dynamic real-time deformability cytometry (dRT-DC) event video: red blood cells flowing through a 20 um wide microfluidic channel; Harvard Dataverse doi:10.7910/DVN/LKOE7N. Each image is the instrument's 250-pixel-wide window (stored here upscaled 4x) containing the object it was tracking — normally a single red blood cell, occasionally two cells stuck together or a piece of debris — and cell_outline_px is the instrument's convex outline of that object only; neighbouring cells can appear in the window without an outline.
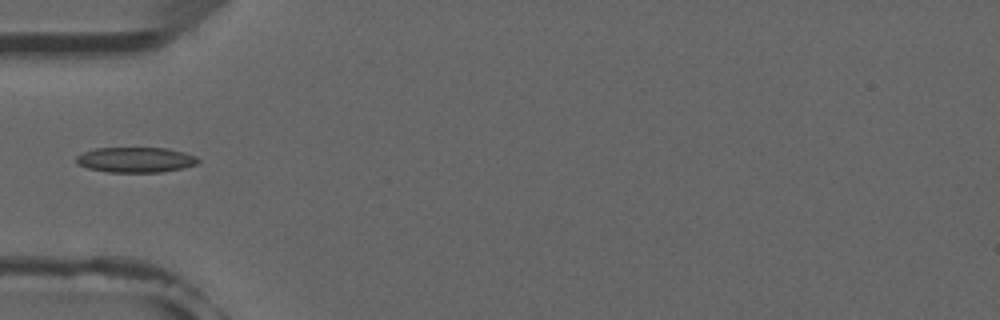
{"species": "common noctule bat (a hibernating species)", "species_latin": "Nyctalus noctula", "temperature_condition": "room temperature", "stored_images_in_passage": 5, "camera_frame_rate_fps": 3000, "um_per_image_px": 0.085, "animal": {"sex": "male", "forearm_length_mm": 52.5}, "frame": {"image": 1, "passage_image": 4, "time_ms": 4.333, "image_size_px": [1000, 320], "cell_outline_px": [[200, 160], [196, 164], [180, 168], [160, 172], [108, 172], [88, 168], [80, 164], [76, 160], [76, 156], [84, 152], [96, 148], [168, 148], [184, 152], [196, 156]], "centroid_in_image_um": [11.54, 13.57], "position_along_channel_um": 73.5, "area_um2": 17.74}}
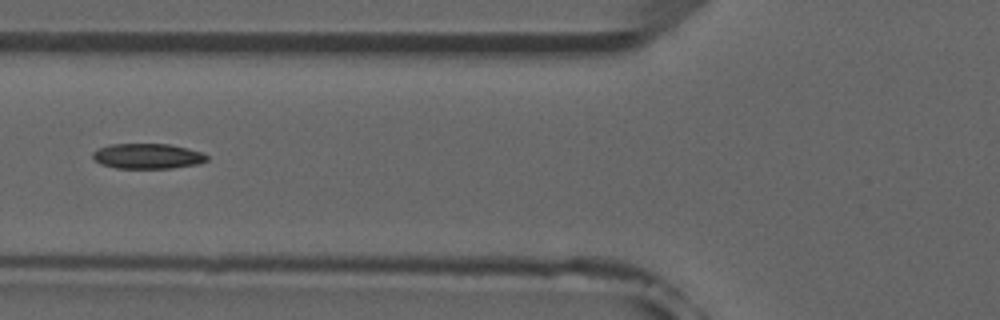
{"frame": {"image": 2, "passage_image": 5, "time_ms": 5.333, "image_size_px": [1000, 320], "cell_outline_px": [[208, 160], [200, 164], [172, 168], [116, 168], [100, 164], [92, 160], [92, 152], [100, 148], [112, 144], [168, 144], [188, 148], [200, 152], [208, 156]], "centroid_in_image_um": [12.53, 13.28], "position_along_channel_um": 113.3, "area_um2": 16.88}}